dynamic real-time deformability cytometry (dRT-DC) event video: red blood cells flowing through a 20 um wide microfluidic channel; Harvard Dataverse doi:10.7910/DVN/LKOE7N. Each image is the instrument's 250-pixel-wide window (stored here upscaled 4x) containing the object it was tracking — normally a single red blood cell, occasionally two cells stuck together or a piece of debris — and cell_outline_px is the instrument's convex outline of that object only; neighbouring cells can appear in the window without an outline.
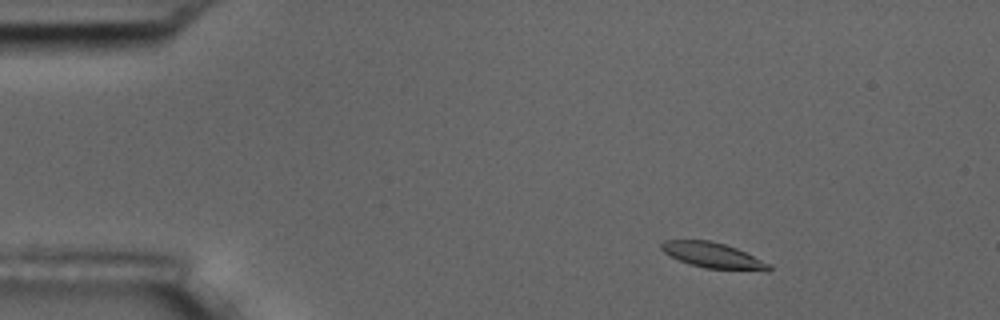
{"species": "common noctule bat (a hibernating species)", "species_latin": "Nyctalus noctula", "temperature_condition": "room temperature", "stored_images_in_passage": 51, "camera_frame_rate_fps": 3000, "um_per_image_px": 0.085, "animal": {"sex": "male", "body_mass_g": 17.5, "forearm_length_mm": 52.3}, "frame": {"image": 1, "passage_image": 2, "time_ms": 0.333, "image_size_px": [1000, 320], "cell_outline_px": [[772, 268], [768, 272], [764, 272], [704, 268], [688, 264], [664, 252], [660, 248], [660, 244], [664, 240], [708, 240], [724, 244], [736, 248], [772, 264]], "centroid_in_image_um": [60.67, 21.73], "position_along_channel_um": 24.3, "area_um2": 16.24}}
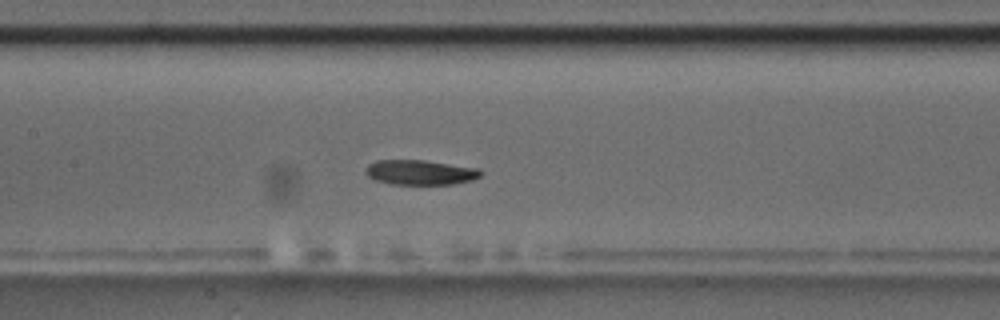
{"frame": {"image": 2, "passage_image": 21, "time_ms": 6.667, "image_size_px": [1000, 320], "cell_outline_px": [[484, 172], [480, 176], [472, 180], [452, 184], [392, 184], [376, 180], [368, 176], [364, 172], [368, 164], [376, 160], [424, 160], [480, 168]], "centroid_in_image_um": [35.74, 14.64], "position_along_channel_um": 171.7, "area_um2": 16.76}}
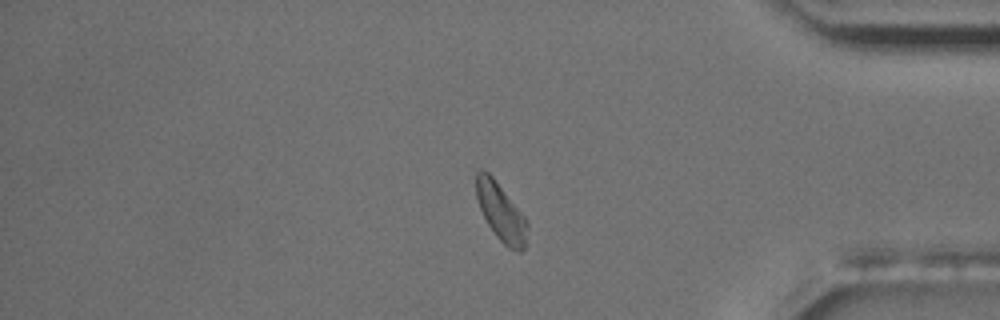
{"frame": {"image": 3, "passage_image": 42, "time_ms": 13.667, "image_size_px": [1000, 320], "cell_outline_px": [[528, 244], [520, 252], [516, 252], [508, 248], [496, 236], [488, 224], [480, 208], [476, 196], [476, 172], [480, 168], [484, 168], [492, 176], [528, 220]], "centroid_in_image_um": [42.61, 18.06], "position_along_channel_um": 392.6, "area_um2": 17.46}, "authors_computed_cell_mechanics": {"area_um2": 17.2244, "velocity_mm_per_s": 3.5133, "shape_relaxation_time_tau1_ms": 6.5776, "shape_relaxation_time_tau2_ms": 10.7796, "deformation_change_tau1": 0.1575, "deformation_change_tau2": 0.1761}}